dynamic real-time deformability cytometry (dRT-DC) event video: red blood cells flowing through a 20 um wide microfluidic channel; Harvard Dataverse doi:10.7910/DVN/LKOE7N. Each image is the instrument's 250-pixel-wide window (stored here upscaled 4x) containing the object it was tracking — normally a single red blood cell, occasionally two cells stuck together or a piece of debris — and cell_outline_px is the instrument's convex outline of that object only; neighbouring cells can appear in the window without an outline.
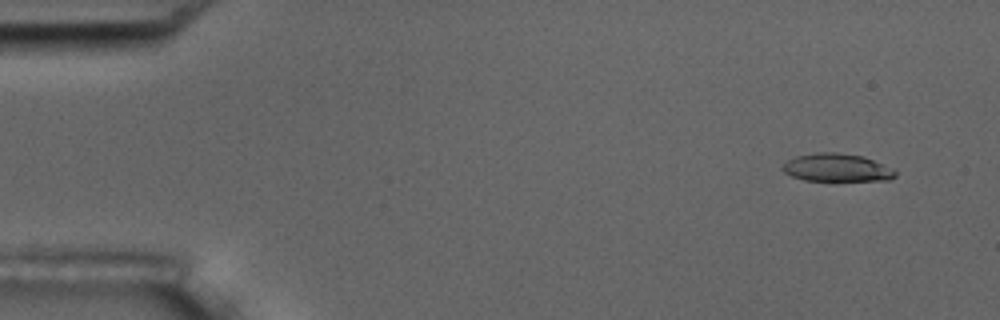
{"species": "common noctule bat (a hibernating species)", "species_latin": "Nyctalus noctula", "temperature_condition": "room temperature", "stored_images_in_passage": 5, "camera_frame_rate_fps": 3000, "um_per_image_px": 0.085, "animal": {"sex": "male", "body_mass_g": 17.5, "forearm_length_mm": 52.3}, "frame": {"image": 1, "passage_image": 1, "time_ms": 0.0, "image_size_px": [1000, 320], "cell_outline_px": [[896, 176], [892, 180], [804, 180], [792, 176], [784, 172], [780, 168], [788, 160], [796, 156], [816, 152], [836, 152], [864, 156], [896, 172]], "centroid_in_image_um": [71.08, 14.24], "position_along_channel_um": 13.9, "area_um2": 18.09}}
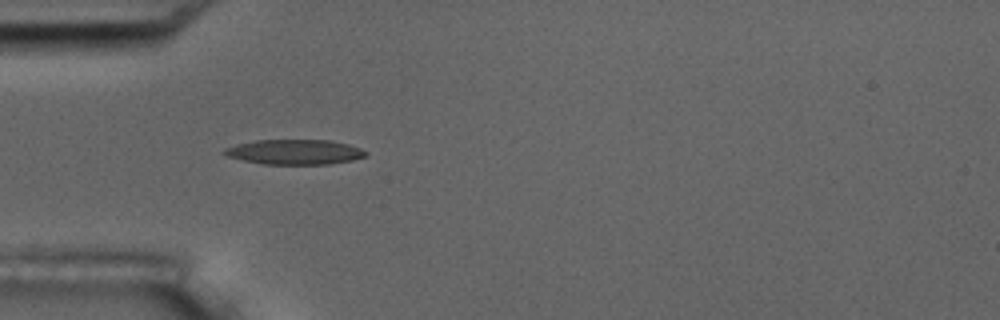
{"frame": {"image": 2, "passage_image": 4, "time_ms": 4.333, "image_size_px": [1000, 320], "cell_outline_px": [[368, 156], [352, 160], [328, 164], [264, 164], [224, 156], [220, 152], [224, 148], [236, 144], [256, 140], [328, 140], [348, 144], [360, 148], [368, 152]], "centroid_in_image_um": [25.02, 12.91], "position_along_channel_um": 60.0, "area_um2": 20.69}}